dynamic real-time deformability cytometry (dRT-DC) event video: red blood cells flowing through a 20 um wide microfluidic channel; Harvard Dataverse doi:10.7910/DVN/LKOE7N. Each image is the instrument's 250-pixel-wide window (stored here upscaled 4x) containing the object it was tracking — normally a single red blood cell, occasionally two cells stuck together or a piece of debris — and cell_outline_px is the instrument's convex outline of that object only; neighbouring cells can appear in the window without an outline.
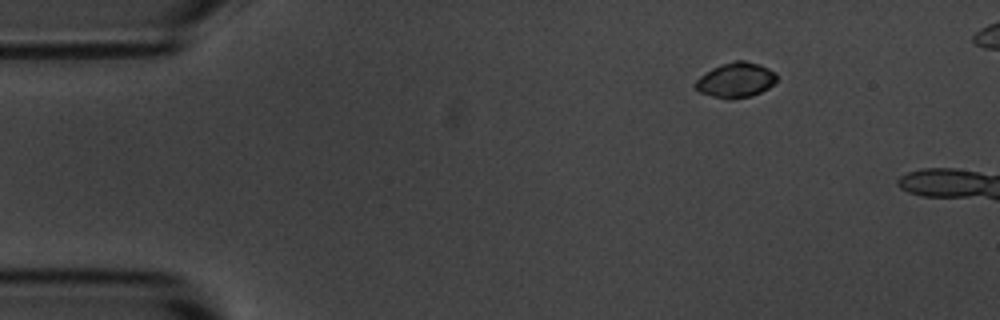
{"species": "common noctule bat (a hibernating species)", "species_latin": "Nyctalus noctula", "temperature_condition": "room temperature", "stored_images_in_passage": 4, "camera_frame_rate_fps": 3000, "um_per_image_px": 0.085, "animal": {"sex": "male", "body_mass_g": 20.1, "forearm_length_mm": 53.5}, "frame": {"image": 1, "passage_image": 1, "time_ms": 0.0, "image_size_px": [1000, 320], "cell_outline_px": [[776, 80], [768, 88], [752, 96], [712, 96], [700, 92], [696, 88], [696, 80], [700, 76], [712, 68], [736, 60], [744, 60], [760, 64], [776, 72]], "centroid_in_image_um": [62.57, 6.75], "position_along_channel_um": 22.4, "area_um2": 15.9}}